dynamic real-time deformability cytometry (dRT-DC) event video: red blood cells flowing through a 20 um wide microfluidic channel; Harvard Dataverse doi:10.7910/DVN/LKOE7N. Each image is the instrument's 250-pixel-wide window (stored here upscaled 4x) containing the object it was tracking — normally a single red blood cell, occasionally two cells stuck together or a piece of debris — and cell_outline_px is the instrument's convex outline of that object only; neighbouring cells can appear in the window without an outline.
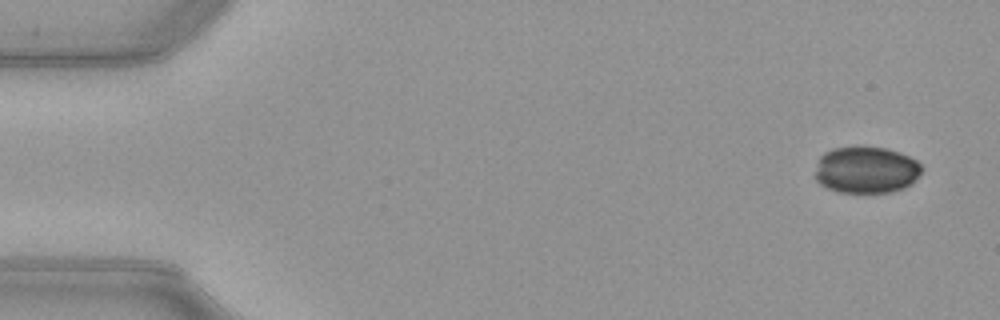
{"species": "common noctule bat (a hibernating species)", "species_latin": "Nyctalus noctula", "temperature_condition": "warm", "stored_images_in_passage": 14, "camera_frame_rate_fps": 3000, "um_per_image_px": 0.085, "animal": {"sex": "female", "body_mass_g": 21.9}, "frame": {"image": 1, "passage_image": 3, "time_ms": 0.667, "image_size_px": [1000, 320], "cell_outline_px": [[924, 168], [916, 180], [912, 184], [904, 188], [892, 192], [836, 192], [820, 184], [816, 180], [816, 168], [820, 156], [824, 152], [832, 148], [856, 144], [884, 148], [900, 152], [916, 160]], "centroid_in_image_um": [73.63, 14.41], "position_along_channel_um": 11.4, "area_um2": 29.71}}